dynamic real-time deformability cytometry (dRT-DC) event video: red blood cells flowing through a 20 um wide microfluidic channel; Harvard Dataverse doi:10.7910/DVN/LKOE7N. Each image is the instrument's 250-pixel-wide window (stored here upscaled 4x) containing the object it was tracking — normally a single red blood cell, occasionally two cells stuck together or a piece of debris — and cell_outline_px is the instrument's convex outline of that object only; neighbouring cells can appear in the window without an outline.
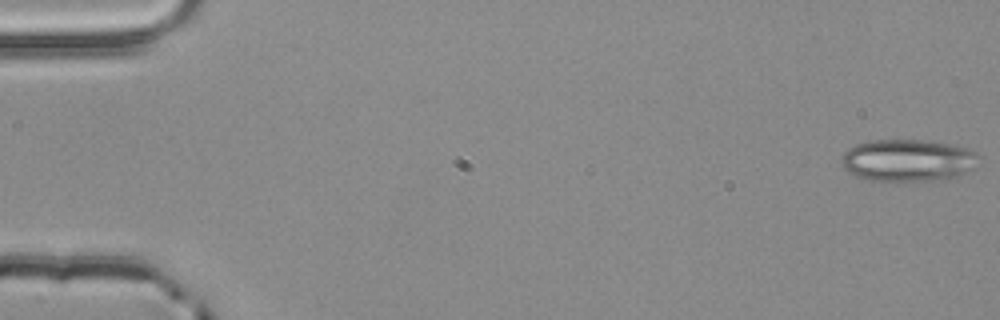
{"species": "common noctule bat (a hibernating species)", "species_latin": "Nyctalus noctula", "temperature_condition": "room temperature", "stored_images_in_passage": 54, "camera_frame_rate_fps": 3000, "um_per_image_px": 0.085, "animal": {"sex": "male", "body_mass_g": 20.4}, "frame": {"image": 1, "passage_image": 1, "time_ms": 0.0, "image_size_px": [1000, 320], "cell_outline_px": [[980, 156], [972, 168], [956, 176], [936, 180], [872, 180], [856, 176], [848, 172], [844, 168], [844, 152], [848, 148], [856, 144], [868, 140], [924, 140], [952, 144], [964, 148]], "centroid_in_image_um": [77.14, 13.61], "position_along_channel_um": 7.9, "area_um2": 33.06}}
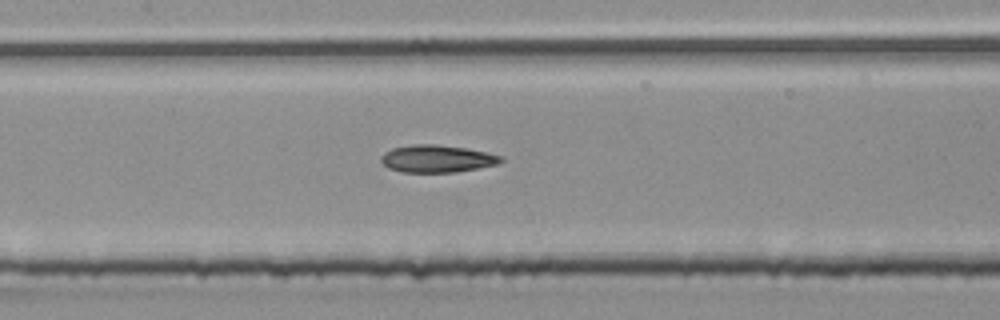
{"frame": {"image": 2, "passage_image": 26, "time_ms": 8.333, "image_size_px": [1000, 320], "cell_outline_px": [[504, 160], [496, 164], [480, 168], [456, 172], [400, 172], [388, 168], [380, 160], [380, 156], [384, 152], [392, 148], [412, 144], [436, 144], [468, 148], [504, 156]], "centroid_in_image_um": [37.14, 13.48], "position_along_channel_um": 170.3, "area_um2": 19.36}}
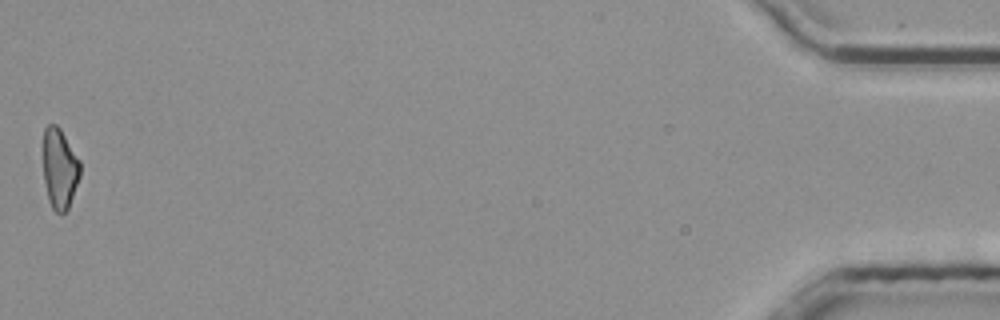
{"frame": {"image": 3, "passage_image": 54, "time_ms": 17.667, "image_size_px": [1000, 320], "cell_outline_px": [[80, 176], [68, 208], [60, 216], [52, 208], [48, 200], [44, 180], [44, 128], [48, 124], [56, 124], [60, 128], [80, 160]], "centroid_in_image_um": [5.07, 14.34], "position_along_channel_um": 430.1, "area_um2": 17.28}, "authors_computed_cell_mechanics": {"area_um2": 19.2185, "velocity_mm_per_s": 3.889, "shape_relaxation_time_tau1_ms": null, "shape_relaxation_time_tau2_ms": 4.7567, "deformation_change_tau1": null, "deformation_change_tau2": 0.1499}}